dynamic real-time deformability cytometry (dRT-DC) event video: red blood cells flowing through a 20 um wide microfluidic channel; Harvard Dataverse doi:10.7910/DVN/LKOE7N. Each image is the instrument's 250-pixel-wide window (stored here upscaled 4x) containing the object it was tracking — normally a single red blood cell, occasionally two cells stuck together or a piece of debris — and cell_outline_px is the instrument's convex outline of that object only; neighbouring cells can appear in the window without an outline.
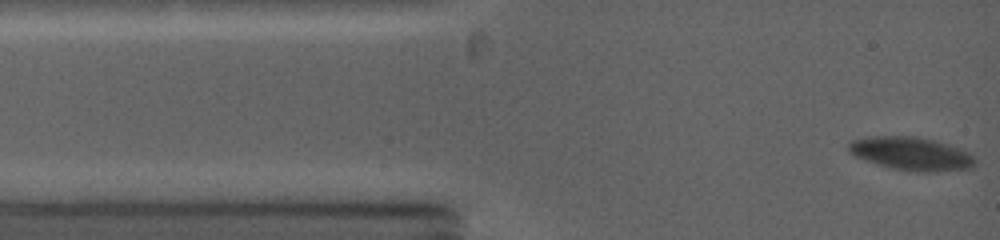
{"species": "common noctule bat (a hibernating species)", "species_latin": "Nyctalus noctula", "temperature_condition": "warm", "stored_images_in_passage": 11, "camera_frame_rate_fps": 5000, "um_per_image_px": 0.085, "animal": {"sex": "female", "body_mass_g": 19.0, "forearm_length_mm": 53.3}, "frame": {"image": 1, "passage_image": 1, "time_ms": 0.0, "image_size_px": [1000, 240], "cell_outline_px": [[976, 160], [972, 168], [936, 172], [920, 172], [892, 168], [864, 160], [848, 152], [848, 144], [852, 140], [872, 136], [916, 136], [932, 140], [960, 148], [972, 152]], "centroid_in_image_um": [77.49, 13.06], "position_along_channel_um": 7.5, "area_um2": 24.57}}